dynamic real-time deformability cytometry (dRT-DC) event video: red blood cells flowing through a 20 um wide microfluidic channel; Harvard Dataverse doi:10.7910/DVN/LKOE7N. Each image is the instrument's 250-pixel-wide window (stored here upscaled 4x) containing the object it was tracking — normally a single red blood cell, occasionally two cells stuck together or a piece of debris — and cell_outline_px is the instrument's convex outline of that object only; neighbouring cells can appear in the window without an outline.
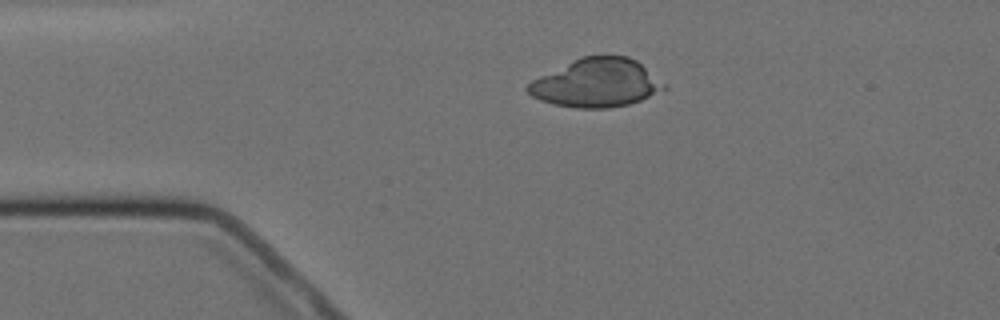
{"species": "Egyptian fruit bat (a non-hibernating species)", "species_latin": "Rousettus aegyptiacus", "temperature_condition": "cold", "stored_images_in_passage": 3, "camera_frame_rate_fps": 3000, "um_per_image_px": 0.085, "animal": {"sex": "female"}, "frame": {"image": 1, "passage_image": 1, "time_ms": 0.0, "image_size_px": [1000, 320], "cell_outline_px": [[668, 88], [640, 100], [628, 104], [608, 108], [576, 108], [552, 104], [540, 100], [532, 96], [524, 88], [532, 80], [540, 76], [584, 56], [628, 56], [636, 60], [668, 84]], "centroid_in_image_um": [50.73, 7.07], "position_along_channel_um": 34.3, "area_um2": 38.21}}